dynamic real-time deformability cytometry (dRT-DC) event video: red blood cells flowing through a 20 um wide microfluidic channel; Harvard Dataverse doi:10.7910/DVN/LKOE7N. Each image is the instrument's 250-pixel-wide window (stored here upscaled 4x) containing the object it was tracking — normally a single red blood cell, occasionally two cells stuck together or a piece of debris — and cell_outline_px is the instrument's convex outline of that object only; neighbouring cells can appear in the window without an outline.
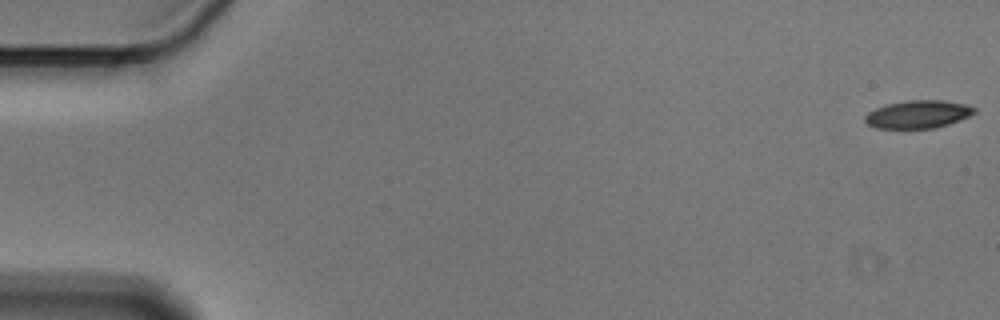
{"species": "Egyptian fruit bat (a non-hibernating species)", "species_latin": "Rousettus aegyptiacus", "temperature_condition": "cold", "stored_images_in_passage": 56, "camera_frame_rate_fps": 3000, "um_per_image_px": 0.085, "animal": {"sex": "male"}, "frame": {"image": 1, "passage_image": 1, "time_ms": 0.0, "image_size_px": [1000, 320], "cell_outline_px": [[976, 112], [960, 120], [936, 128], [876, 128], [868, 124], [864, 120], [864, 116], [868, 112], [876, 108], [888, 104], [908, 100], [944, 100], [964, 104], [976, 108]], "centroid_in_image_um": [78.03, 9.71], "position_along_channel_um": 7.0, "area_um2": 17.69}}
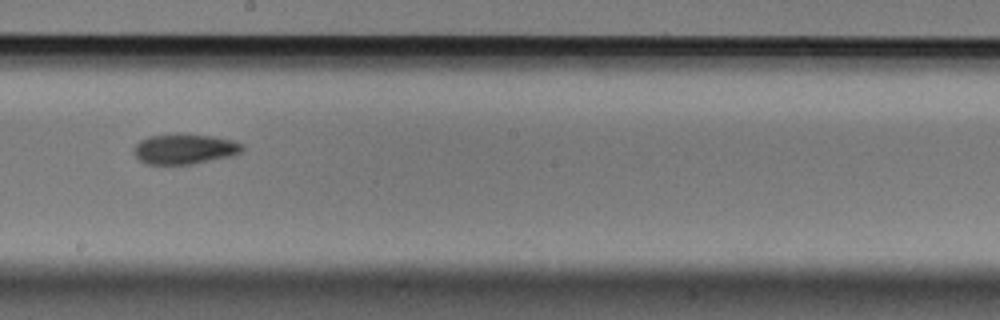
{"frame": {"image": 2, "passage_image": 32, "time_ms": 10.333, "image_size_px": [1000, 320], "cell_outline_px": [[244, 148], [240, 152], [232, 156], [192, 164], [144, 164], [132, 152], [132, 148], [140, 140], [148, 136], [176, 132], [184, 132], [212, 136], [232, 140], [244, 144]], "centroid_in_image_um": [15.66, 12.63], "position_along_channel_um": 232.5, "area_um2": 19.65}}
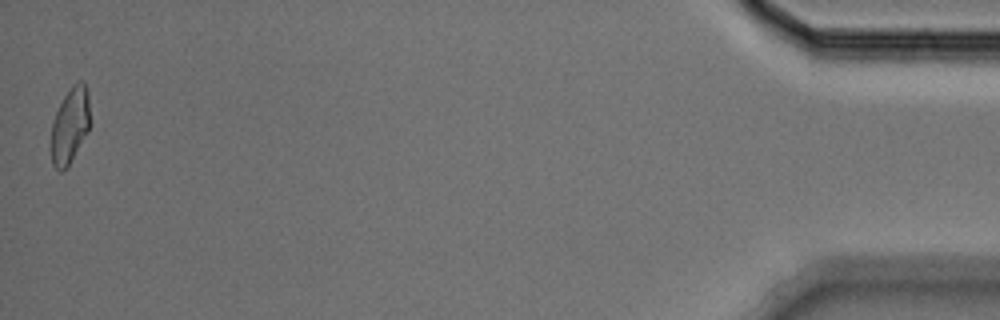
{"frame": {"image": 3, "passage_image": 56, "time_ms": 18.333, "image_size_px": [1000, 320], "cell_outline_px": [[88, 132], [68, 168], [60, 172], [52, 164], [52, 124], [56, 112], [64, 96], [72, 84], [76, 80], [84, 80], [88, 92]], "centroid_in_image_um": [5.95, 10.66], "position_along_channel_um": 429.2, "area_um2": 17.11}, "authors_computed_cell_mechanics": {"area_um2": 18.6694, "velocity_mm_per_s": 3.5959, "shape_relaxation_time_tau1_ms": 4.8396, "shape_relaxation_time_tau2_ms": 10.5561, "deformation_change_tau1": 0.1472, "deformation_change_tau2": 0.1919}}